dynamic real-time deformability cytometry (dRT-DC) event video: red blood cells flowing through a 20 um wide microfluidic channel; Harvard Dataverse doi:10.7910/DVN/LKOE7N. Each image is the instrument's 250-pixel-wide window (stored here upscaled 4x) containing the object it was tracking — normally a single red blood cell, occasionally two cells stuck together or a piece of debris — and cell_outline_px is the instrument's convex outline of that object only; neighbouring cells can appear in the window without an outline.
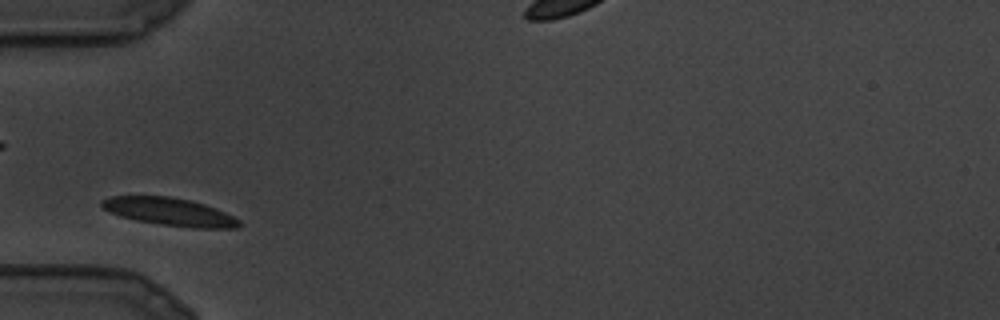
{"species": "common noctule bat (a hibernating species)", "species_latin": "Nyctalus noctula", "temperature_condition": "cold", "stored_images_in_passage": 18, "camera_frame_rate_fps": 3000, "um_per_image_px": 0.085, "animal": {"sex": "male", "body_mass_g": 19.5, "forearm_length_mm": 54.6}, "frame": {"image": 1, "passage_image": 1, "time_ms": 0.0, "image_size_px": [1000, 320], "cell_outline_px": [[244, 224], [240, 228], [196, 228], [160, 224], [136, 220], [120, 216], [108, 212], [100, 204], [100, 200], [112, 196], [168, 196], [188, 200], [204, 204], [216, 208], [240, 220]], "centroid_in_image_um": [14.43, 18.0], "position_along_channel_um": 70.6, "area_um2": 22.25}}
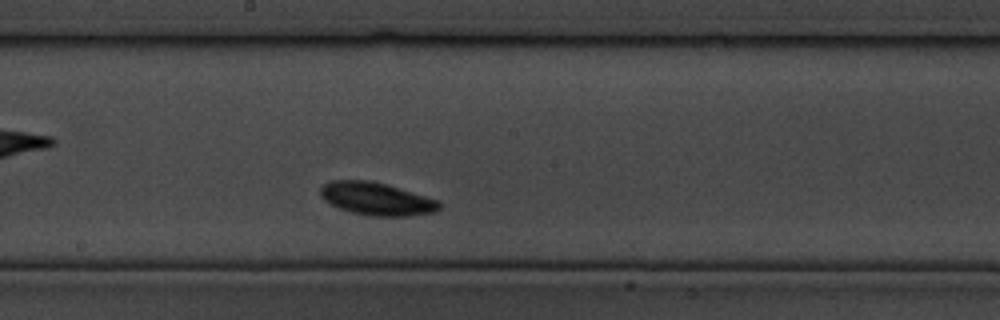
{"frame": {"image": 2, "passage_image": 8, "time_ms": 2.333, "image_size_px": [1000, 320], "cell_outline_px": [[440, 208], [436, 212], [408, 216], [368, 216], [352, 212], [340, 208], [324, 200], [320, 196], [320, 188], [324, 184], [332, 180], [368, 180], [384, 184], [436, 200], [440, 204]], "centroid_in_image_um": [31.96, 16.91], "position_along_channel_um": 216.2, "area_um2": 22.31}}
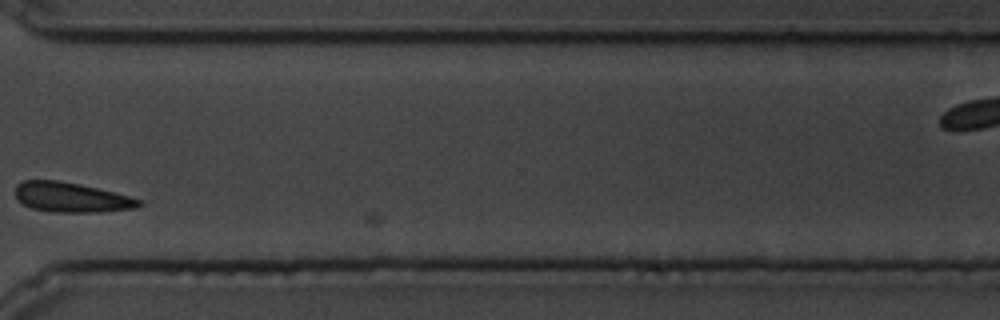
{"frame": {"image": 3, "passage_image": 14, "time_ms": 4.333, "image_size_px": [1000, 320], "cell_outline_px": [[144, 204], [136, 208], [100, 212], [52, 212], [32, 208], [24, 204], [16, 196], [16, 184], [24, 180], [60, 180], [80, 184], [128, 196], [140, 200]], "centroid_in_image_um": [6.06, 16.77], "position_along_channel_um": 364.5, "area_um2": 21.33}}